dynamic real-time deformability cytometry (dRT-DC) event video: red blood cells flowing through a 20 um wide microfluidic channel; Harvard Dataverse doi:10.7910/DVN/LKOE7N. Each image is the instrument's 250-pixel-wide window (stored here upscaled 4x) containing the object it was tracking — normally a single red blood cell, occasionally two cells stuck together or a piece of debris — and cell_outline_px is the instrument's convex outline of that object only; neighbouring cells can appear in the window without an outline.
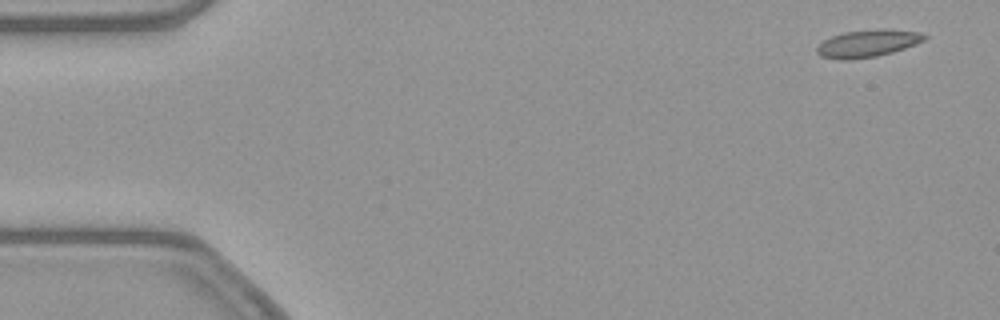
{"species": "common noctule bat (a hibernating species)", "species_latin": "Nyctalus noctula", "temperature_condition": "warm", "stored_images_in_passage": 54, "segment_of_instrument_passage": [1, 2], "camera_frame_rate_fps": 3000, "um_per_image_px": 0.085, "animal": {"sex": "female", "body_mass_g": 21.9}, "frame": {"image": 1, "passage_image": 2, "time_ms": 0.333, "image_size_px": [1000, 320], "cell_outline_px": [[928, 36], [924, 40], [916, 44], [892, 52], [876, 56], [848, 60], [840, 60], [820, 56], [816, 52], [816, 48], [824, 40], [832, 36], [844, 32], [880, 28], [884, 28], [920, 32]], "centroid_in_image_um": [73.75, 3.68], "position_along_channel_um": 11.2, "area_um2": 17.17}}
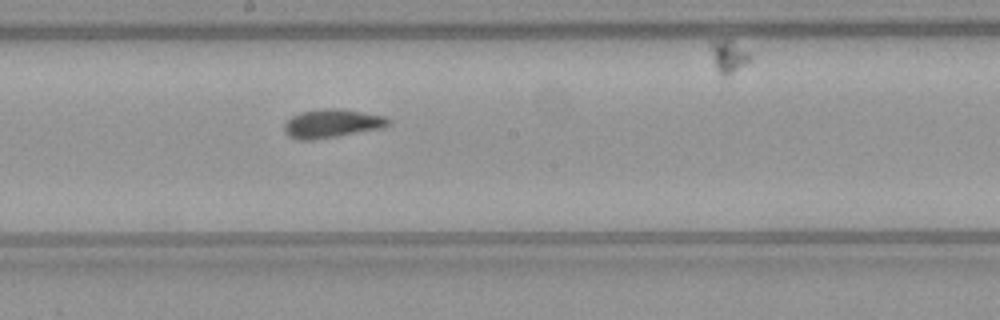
{"frame": {"image": 2, "passage_image": 28, "time_ms": 9.0, "image_size_px": [1000, 320], "cell_outline_px": [[392, 120], [384, 128], [316, 140], [300, 140], [288, 136], [284, 132], [284, 124], [292, 116], [300, 112], [324, 108], [332, 108], [360, 112], [384, 116]], "centroid_in_image_um": [28.2, 10.51], "position_along_channel_um": 220.0, "area_um2": 17.34}}
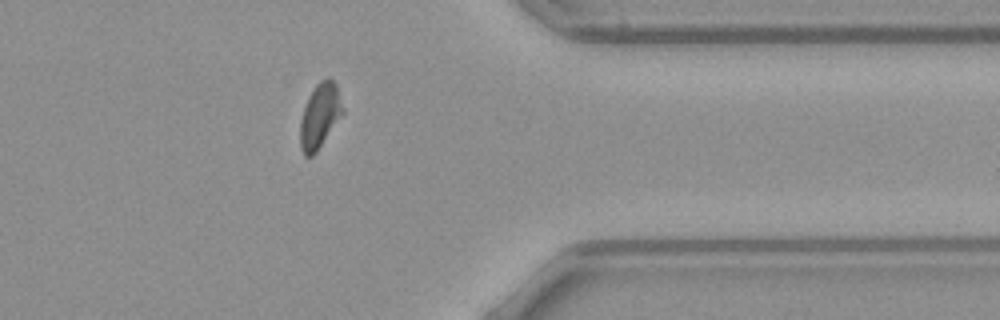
{"frame": {"image": 3, "passage_image": 42, "time_ms": 13.667, "image_size_px": [1000, 320], "cell_outline_px": [[344, 112], [316, 152], [312, 156], [304, 156], [300, 148], [300, 120], [308, 96], [316, 84], [320, 80], [328, 76], [336, 84], [344, 108]], "centroid_in_image_um": [27.18, 9.82], "position_along_channel_um": 384.2, "area_um2": 16.07}}